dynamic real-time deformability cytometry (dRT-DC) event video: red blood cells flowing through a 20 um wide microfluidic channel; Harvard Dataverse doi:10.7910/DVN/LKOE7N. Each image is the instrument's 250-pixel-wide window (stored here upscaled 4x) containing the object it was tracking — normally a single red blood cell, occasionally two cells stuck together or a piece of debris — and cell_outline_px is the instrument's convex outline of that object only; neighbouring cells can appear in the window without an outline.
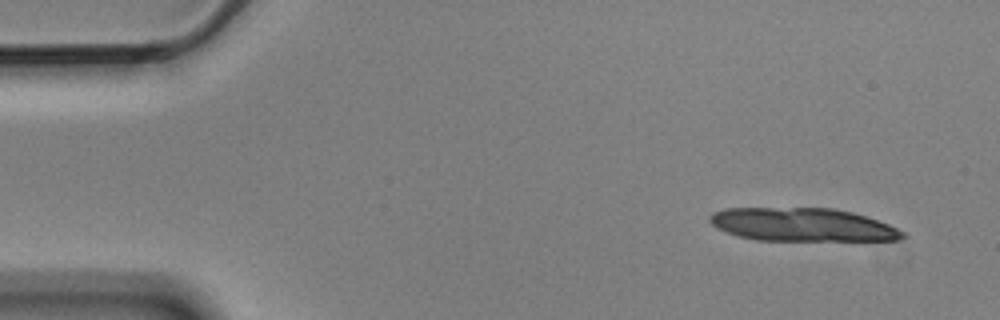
{"species": "Egyptian fruit bat (a non-hibernating species)", "species_latin": "Rousettus aegyptiacus", "temperature_condition": "cold", "stored_images_in_passage": 5, "camera_frame_rate_fps": 3000, "um_per_image_px": 0.085, "animal": {"sex": "male"}, "frame": {"image": 1, "passage_image": 1, "time_ms": 0.0, "image_size_px": [1000, 320], "cell_outline_px": [[908, 236], [896, 240], [756, 240], [740, 236], [716, 228], [708, 220], [708, 216], [712, 212], [724, 208], [832, 208], [852, 212], [868, 216], [888, 224], [904, 232]], "centroid_in_image_um": [68.19, 19.09], "position_along_channel_um": 16.8, "area_um2": 37.4}}
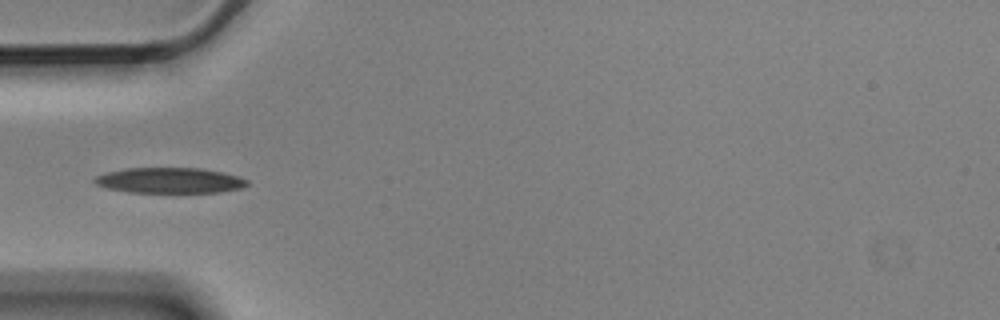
{"frame": {"image": 2, "passage_image": 5, "time_ms": 1.333, "image_size_px": [1000, 320], "cell_outline_px": [[248, 184], [240, 188], [220, 192], [128, 192], [108, 188], [96, 184], [92, 180], [96, 176], [108, 172], [128, 168], [200, 168], [220, 172], [236, 176], [248, 180]], "centroid_in_image_um": [14.4, 15.33], "position_along_channel_um": 70.6, "area_um2": 22.37}}